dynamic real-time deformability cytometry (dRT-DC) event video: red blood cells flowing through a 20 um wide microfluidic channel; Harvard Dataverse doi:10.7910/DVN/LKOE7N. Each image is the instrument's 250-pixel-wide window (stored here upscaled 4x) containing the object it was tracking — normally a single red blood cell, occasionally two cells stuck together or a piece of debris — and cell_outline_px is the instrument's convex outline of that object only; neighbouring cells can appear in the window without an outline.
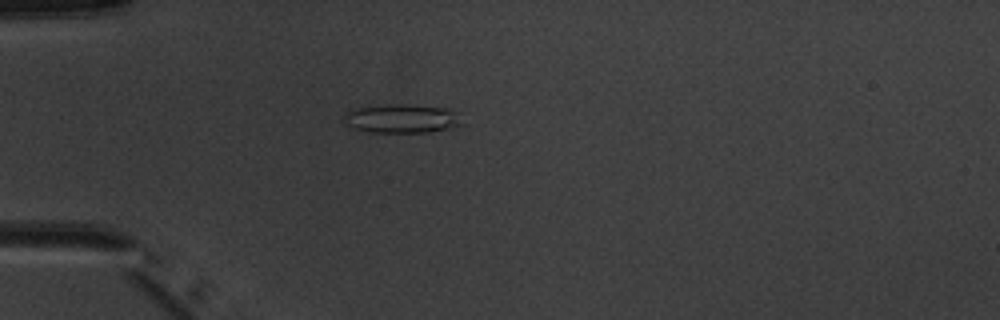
{"species": "common noctule bat (a hibernating species)", "species_latin": "Nyctalus noctula", "temperature_condition": "warm", "stored_images_in_passage": 5, "camera_frame_rate_fps": 3000, "um_per_image_px": 0.085, "animal": {"sex": "male", "body_mass_g": 20.1, "forearm_length_mm": 53.5}, "frame": {"image": 1, "passage_image": 4, "time_ms": 3.667, "image_size_px": [1000, 320], "cell_outline_px": [[464, 124], [452, 128], [428, 132], [372, 132], [356, 128], [348, 124], [344, 120], [344, 116], [348, 112], [360, 108], [392, 104], [404, 104], [448, 108], [460, 112]], "centroid_in_image_um": [34.31, 10.08], "position_along_channel_um": 50.7, "area_um2": 19.71}}